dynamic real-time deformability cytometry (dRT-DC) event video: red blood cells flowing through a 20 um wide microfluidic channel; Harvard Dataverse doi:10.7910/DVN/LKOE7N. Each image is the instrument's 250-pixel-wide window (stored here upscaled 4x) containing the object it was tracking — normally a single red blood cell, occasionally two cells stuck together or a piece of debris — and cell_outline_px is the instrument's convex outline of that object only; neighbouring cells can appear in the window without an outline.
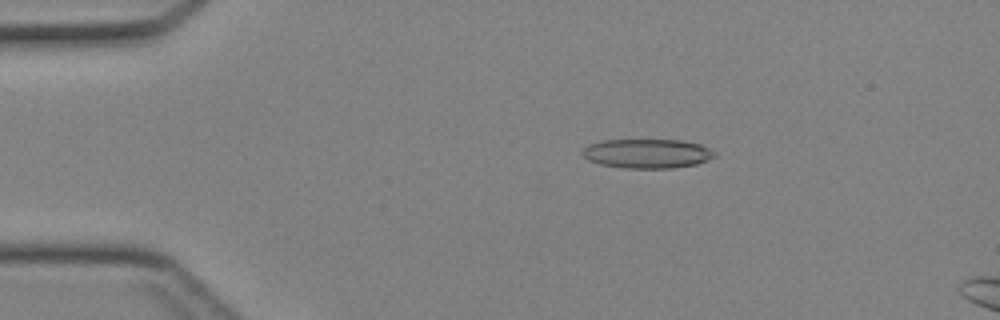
{"species": "Egyptian fruit bat (a non-hibernating species)", "species_latin": "Rousettus aegyptiacus", "temperature_condition": "cold", "stored_images_in_passage": 43, "camera_frame_rate_fps": 3000, "um_per_image_px": 0.085, "animal": {"sex": "female"}, "frame": {"image": 1, "passage_image": 8, "time_ms": 2.333, "image_size_px": [1000, 320], "cell_outline_px": [[716, 156], [708, 160], [696, 164], [672, 168], [624, 168], [600, 164], [588, 160], [580, 152], [588, 144], [604, 140], [684, 140], [700, 144], [716, 152]], "centroid_in_image_um": [55.01, 13.05], "position_along_channel_um": 30.0, "area_um2": 22.66}}
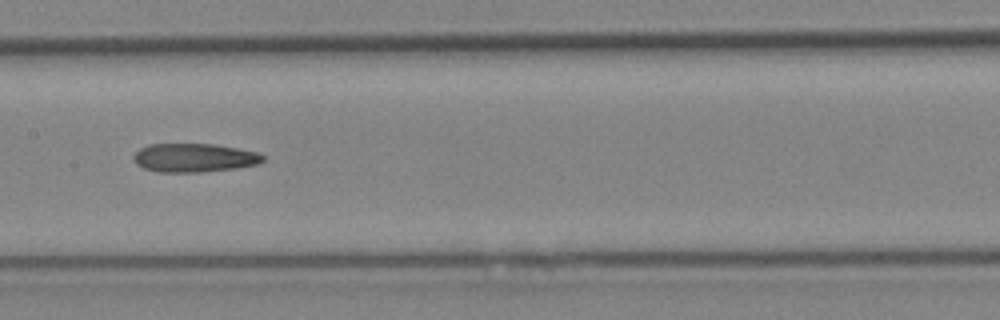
{"frame": {"image": 2, "passage_image": 22, "time_ms": 7.0, "image_size_px": [1000, 320], "cell_outline_px": [[264, 160], [260, 164], [236, 168], [204, 172], [156, 172], [144, 168], [136, 164], [132, 160], [132, 156], [140, 148], [148, 144], [212, 144], [236, 148], [256, 152], [264, 156]], "centroid_in_image_um": [16.48, 13.42], "position_along_channel_um": 190.9, "area_um2": 21.73}}
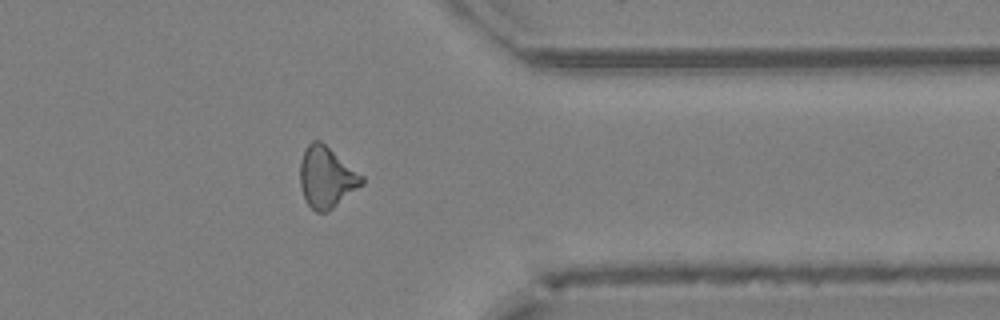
{"frame": {"image": 3, "passage_image": 35, "time_ms": 11.333, "image_size_px": [1000, 320], "cell_outline_px": [[364, 184], [328, 212], [316, 212], [308, 204], [300, 188], [300, 160], [308, 144], [312, 140], [320, 140], [364, 176]], "centroid_in_image_um": [27.76, 15.07], "position_along_channel_um": 383.6, "area_um2": 22.02}}